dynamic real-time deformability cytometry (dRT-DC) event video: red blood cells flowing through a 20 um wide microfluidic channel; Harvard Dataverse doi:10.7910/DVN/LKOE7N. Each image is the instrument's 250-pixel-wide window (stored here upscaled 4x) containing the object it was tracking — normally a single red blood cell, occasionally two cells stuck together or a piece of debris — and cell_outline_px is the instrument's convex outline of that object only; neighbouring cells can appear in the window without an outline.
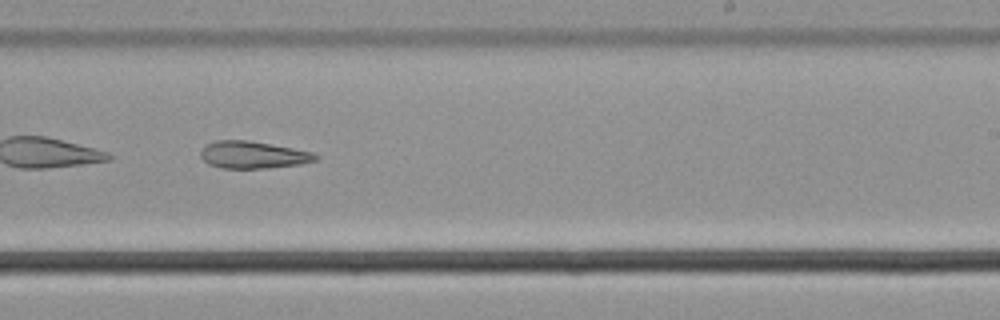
{"species": "common noctule bat (a hibernating species)", "species_latin": "Nyctalus noctula", "temperature_condition": "cold", "stored_images_in_passage": 48, "camera_frame_rate_fps": 3000, "um_per_image_px": 0.085, "animal": {"sex": "male", "body_mass_g": 21.5, "forearm_length_mm": 52.0}, "frame": {"image": 1, "passage_image": 28, "time_ms": 9.0, "image_size_px": [1000, 320], "cell_outline_px": [[320, 156], [316, 160], [300, 164], [268, 168], [220, 168], [208, 164], [200, 156], [200, 152], [204, 144], [216, 140], [248, 140], [272, 144], [312, 152]], "centroid_in_image_um": [21.47, 13.16], "position_along_channel_um": 267.5, "area_um2": 18.32}, "authors_computed_cell_mechanics": {"area_um2": 21.7906, "velocity_mm_per_s": 3.6933, "shape_relaxation_time_tau1_ms": null, "shape_relaxation_time_tau2_ms": 8.0104, "deformation_change_tau1": null, "deformation_change_tau2": 0.1881}}